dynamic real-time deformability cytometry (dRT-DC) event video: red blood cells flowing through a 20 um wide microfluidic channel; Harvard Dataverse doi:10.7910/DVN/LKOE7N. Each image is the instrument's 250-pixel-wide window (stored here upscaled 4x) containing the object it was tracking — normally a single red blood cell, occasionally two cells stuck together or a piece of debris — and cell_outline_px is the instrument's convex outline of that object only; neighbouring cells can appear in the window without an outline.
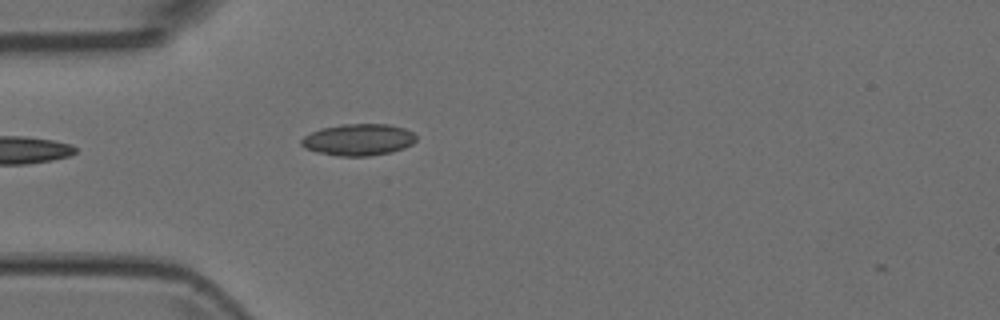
{"species": "Egyptian fruit bat (a non-hibernating species)", "species_latin": "Rousettus aegyptiacus", "temperature_condition": "room temperature", "stored_images_in_passage": 4, "camera_frame_rate_fps": 3000, "um_per_image_px": 0.085, "animal": {"sex": "female"}, "frame": {"image": 1, "passage_image": 4, "time_ms": 1.0, "image_size_px": [1000, 320], "cell_outline_px": [[416, 140], [412, 144], [404, 148], [388, 152], [368, 156], [340, 156], [316, 152], [304, 148], [300, 144], [300, 140], [304, 136], [320, 128], [340, 124], [388, 124], [404, 128], [412, 132], [416, 136]], "centroid_in_image_um": [30.43, 11.87], "position_along_channel_um": 54.6, "area_um2": 21.21}}